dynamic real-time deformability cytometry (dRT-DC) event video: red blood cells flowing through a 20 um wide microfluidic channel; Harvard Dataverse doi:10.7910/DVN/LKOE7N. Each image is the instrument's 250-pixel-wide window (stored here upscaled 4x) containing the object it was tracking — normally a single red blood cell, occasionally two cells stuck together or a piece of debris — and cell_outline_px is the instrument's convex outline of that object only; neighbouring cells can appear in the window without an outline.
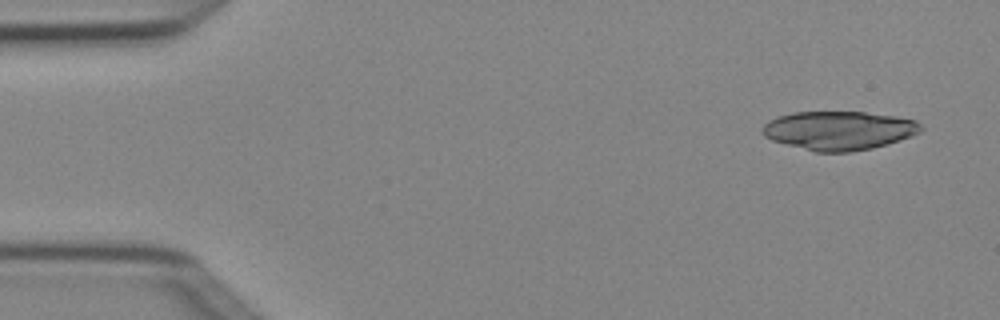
{"species": "Egyptian fruit bat (a non-hibernating species)", "species_latin": "Rousettus aegyptiacus", "temperature_condition": "cold", "stored_images_in_passage": 4, "camera_frame_rate_fps": 3000, "um_per_image_px": 0.085, "animal": {"sex": "female"}, "frame": {"image": 1, "passage_image": 1, "time_ms": 0.0, "image_size_px": [1000, 320], "cell_outline_px": [[924, 128], [920, 132], [900, 140], [888, 144], [872, 148], [852, 152], [816, 152], [772, 140], [764, 136], [760, 132], [760, 128], [768, 120], [792, 112], [864, 112], [896, 116], [916, 120]], "centroid_in_image_um": [71.3, 11.09], "position_along_channel_um": 13.7, "area_um2": 35.95}}